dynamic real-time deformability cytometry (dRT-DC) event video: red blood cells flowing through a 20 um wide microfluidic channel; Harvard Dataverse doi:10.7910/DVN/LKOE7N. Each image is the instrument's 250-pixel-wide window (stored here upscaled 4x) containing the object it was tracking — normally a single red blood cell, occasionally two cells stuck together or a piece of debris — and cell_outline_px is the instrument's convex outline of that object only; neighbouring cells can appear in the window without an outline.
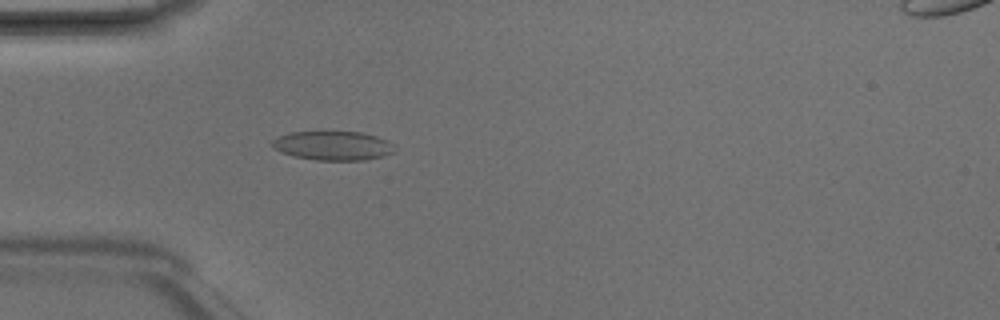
{"species": "Egyptian fruit bat (a non-hibernating species)", "species_latin": "Rousettus aegyptiacus", "temperature_condition": "room temperature", "stored_images_in_passage": 3, "camera_frame_rate_fps": 3000, "um_per_image_px": 0.085, "animal": {"sex": "male"}, "frame": {"image": 1, "passage_image": 3, "time_ms": 0.667, "image_size_px": [1000, 320], "cell_outline_px": [[396, 152], [384, 156], [364, 160], [316, 160], [292, 156], [280, 152], [272, 148], [272, 140], [288, 132], [360, 132], [376, 136], [388, 140], [392, 144]], "centroid_in_image_um": [28.3, 12.39], "position_along_channel_um": 56.7, "area_um2": 20.87}}